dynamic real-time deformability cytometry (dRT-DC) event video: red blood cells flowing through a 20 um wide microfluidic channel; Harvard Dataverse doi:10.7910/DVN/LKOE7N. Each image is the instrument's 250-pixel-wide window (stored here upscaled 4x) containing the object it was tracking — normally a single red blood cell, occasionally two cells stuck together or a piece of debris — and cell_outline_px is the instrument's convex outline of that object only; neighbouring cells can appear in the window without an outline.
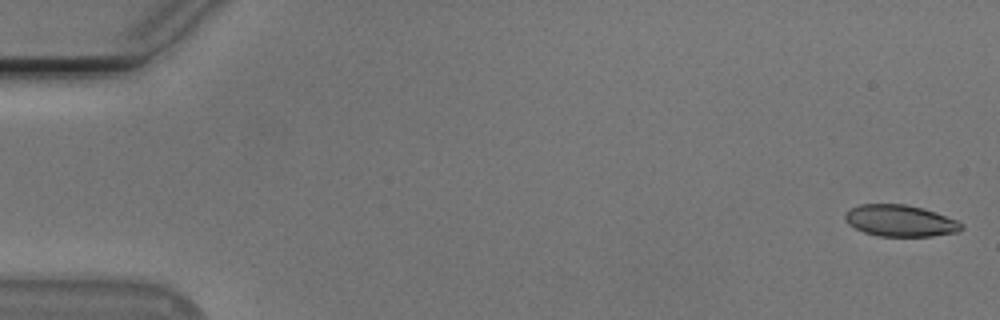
{"species": "Egyptian fruit bat (a non-hibernating species)", "species_latin": "Rousettus aegyptiacus", "temperature_condition": "cold", "stored_images_in_passage": 55, "camera_frame_rate_fps": 3000, "um_per_image_px": 0.085, "animal": {"sex": "male"}, "frame": {"image": 1, "passage_image": 1, "time_ms": 0.0, "image_size_px": [1000, 320], "cell_outline_px": [[964, 228], [960, 232], [932, 236], [880, 236], [864, 232], [848, 224], [844, 220], [844, 216], [852, 208], [860, 204], [904, 204], [924, 208], [936, 212], [956, 220], [964, 224]], "centroid_in_image_um": [76.56, 18.76], "position_along_channel_um": 8.4, "area_um2": 21.44}}
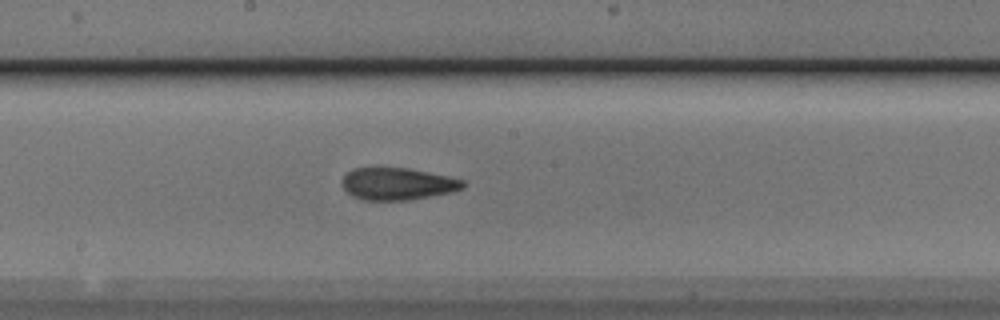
{"frame": {"image": 2, "passage_image": 29, "time_ms": 9.333, "image_size_px": [1000, 320], "cell_outline_px": [[464, 188], [452, 192], [408, 200], [364, 200], [352, 196], [340, 184], [344, 176], [352, 168], [408, 168], [448, 176], [464, 180]], "centroid_in_image_um": [33.78, 15.63], "position_along_channel_um": 214.4, "area_um2": 22.6}}
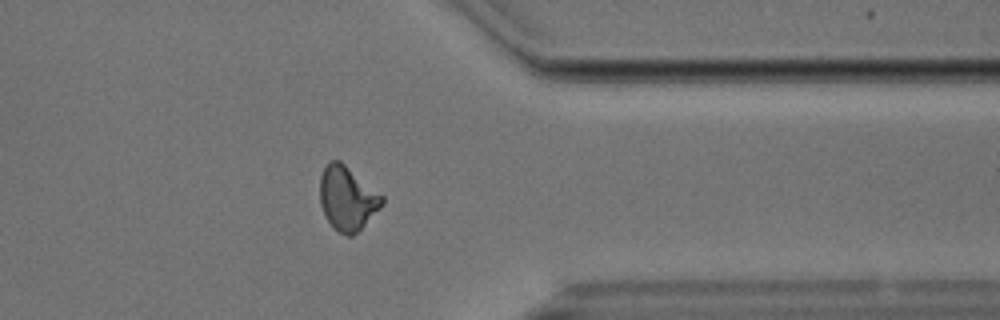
{"frame": {"image": 3, "passage_image": 43, "time_ms": 14.0, "image_size_px": [1000, 320], "cell_outline_px": [[384, 204], [352, 236], [348, 236], [340, 232], [328, 220], [320, 204], [320, 176], [328, 160], [340, 160], [384, 196]], "centroid_in_image_um": [29.52, 16.81], "position_along_channel_um": 381.9, "area_um2": 22.89}, "authors_computed_cell_mechanics": {"area_um2": 22.7154, "velocity_mm_per_s": 3.7832, "shape_relaxation_time_tau1_ms": 6.6164, "shape_relaxation_time_tau2_ms": 2.2686, "deformation_change_tau1": 0.1634, "deformation_change_tau2": 0.0931}}